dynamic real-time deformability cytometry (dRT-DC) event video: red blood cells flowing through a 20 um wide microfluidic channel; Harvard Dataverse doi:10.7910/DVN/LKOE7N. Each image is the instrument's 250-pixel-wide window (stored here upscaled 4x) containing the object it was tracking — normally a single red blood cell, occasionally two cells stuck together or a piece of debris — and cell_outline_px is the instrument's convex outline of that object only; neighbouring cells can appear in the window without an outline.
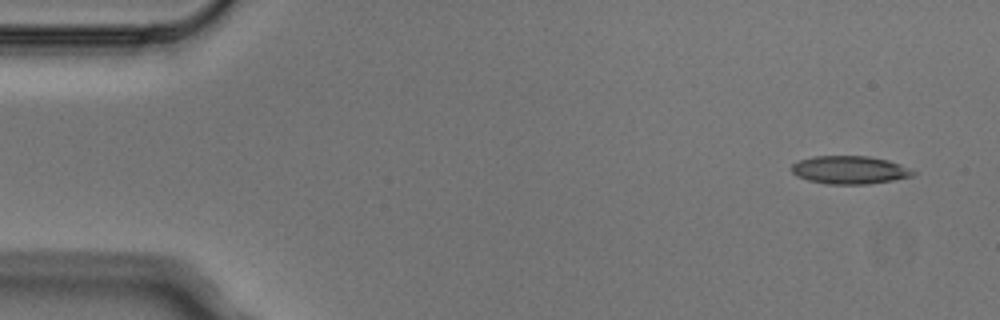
{"species": "Egyptian fruit bat (a non-hibernating species)", "species_latin": "Rousettus aegyptiacus", "temperature_condition": "cold", "stored_images_in_passage": 4, "camera_frame_rate_fps": 3000, "um_per_image_px": 0.085, "animal": {"sex": "male"}, "frame": {"image": 1, "passage_image": 1, "time_ms": 0.0, "image_size_px": [1000, 320], "cell_outline_px": [[916, 172], [912, 176], [892, 180], [868, 184], [824, 184], [808, 180], [796, 176], [792, 172], [792, 164], [800, 160], [816, 156], [868, 156], [888, 160], [900, 164]], "centroid_in_image_um": [72.2, 14.45], "position_along_channel_um": 12.8, "area_um2": 19.77}}
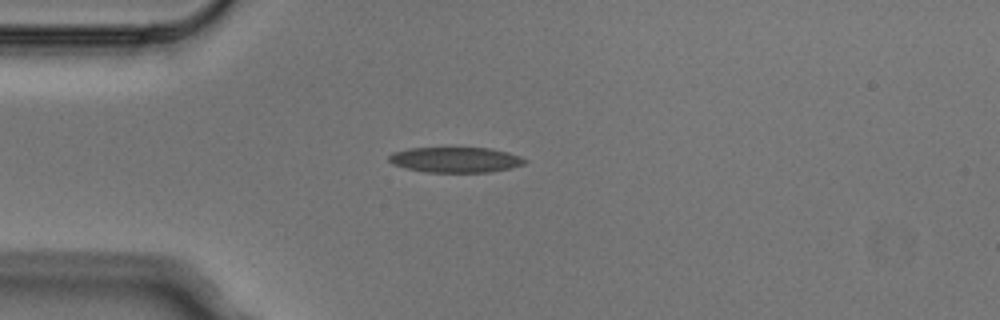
{"frame": {"image": 2, "passage_image": 4, "time_ms": 1.0, "image_size_px": [1000, 320], "cell_outline_px": [[528, 160], [524, 164], [512, 168], [488, 172], [424, 172], [392, 164], [388, 160], [388, 156], [392, 152], [408, 148], [492, 148], [508, 152], [520, 156]], "centroid_in_image_um": [38.73, 13.58], "position_along_channel_um": 46.3, "area_um2": 20.17}}